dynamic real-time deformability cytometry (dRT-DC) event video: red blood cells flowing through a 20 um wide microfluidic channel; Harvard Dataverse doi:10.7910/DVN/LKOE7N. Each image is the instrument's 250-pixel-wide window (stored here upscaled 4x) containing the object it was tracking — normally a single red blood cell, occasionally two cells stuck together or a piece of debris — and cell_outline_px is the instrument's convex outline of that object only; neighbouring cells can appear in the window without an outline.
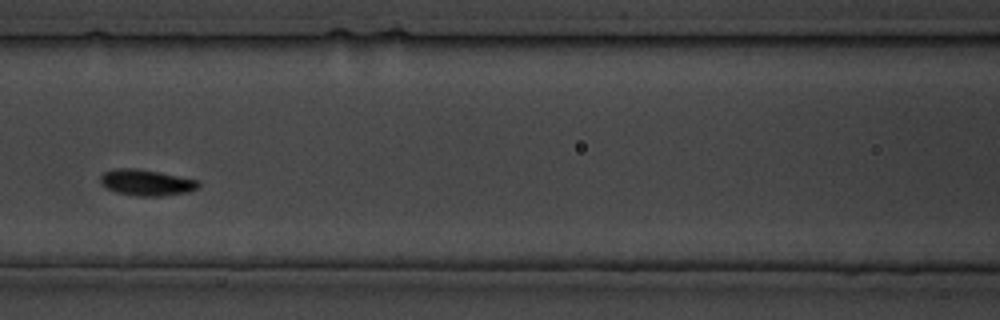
{"species": "common noctule bat (a hibernating species)", "species_latin": "Nyctalus noctula", "temperature_condition": "cold", "stored_images_in_passage": 19, "camera_frame_rate_fps": 3000, "um_per_image_px": 0.085, "animal": {"sex": "male", "body_mass_g": 19.5, "forearm_length_mm": 54.6}, "frame": {"image": 1, "passage_image": 9, "time_ms": 9.333, "image_size_px": [1000, 320], "cell_outline_px": [[200, 184], [196, 188], [188, 192], [160, 196], [136, 196], [116, 192], [100, 184], [100, 176], [104, 172], [116, 168], [136, 168], [160, 172], [196, 180]], "centroid_in_image_um": [12.4, 15.51], "position_along_channel_um": 154.2, "area_um2": 14.8}}